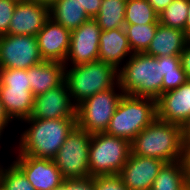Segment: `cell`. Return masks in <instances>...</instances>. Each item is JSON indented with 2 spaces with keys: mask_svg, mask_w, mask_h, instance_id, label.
Listing matches in <instances>:
<instances>
[{
  "mask_svg": "<svg viewBox=\"0 0 190 190\" xmlns=\"http://www.w3.org/2000/svg\"><path fill=\"white\" fill-rule=\"evenodd\" d=\"M21 123L27 124V127L18 134L19 140L14 147L17 154L47 159L56 156L65 139L77 126L76 118H27Z\"/></svg>",
  "mask_w": 190,
  "mask_h": 190,
  "instance_id": "1",
  "label": "cell"
},
{
  "mask_svg": "<svg viewBox=\"0 0 190 190\" xmlns=\"http://www.w3.org/2000/svg\"><path fill=\"white\" fill-rule=\"evenodd\" d=\"M162 56L133 53L118 70L119 86L125 95L157 100L162 94Z\"/></svg>",
  "mask_w": 190,
  "mask_h": 190,
  "instance_id": "2",
  "label": "cell"
},
{
  "mask_svg": "<svg viewBox=\"0 0 190 190\" xmlns=\"http://www.w3.org/2000/svg\"><path fill=\"white\" fill-rule=\"evenodd\" d=\"M131 154L152 157L165 163L182 160V127L156 119L131 142Z\"/></svg>",
  "mask_w": 190,
  "mask_h": 190,
  "instance_id": "3",
  "label": "cell"
},
{
  "mask_svg": "<svg viewBox=\"0 0 190 190\" xmlns=\"http://www.w3.org/2000/svg\"><path fill=\"white\" fill-rule=\"evenodd\" d=\"M65 83L77 106L94 94L115 87L119 83L118 70L99 60L65 65Z\"/></svg>",
  "mask_w": 190,
  "mask_h": 190,
  "instance_id": "4",
  "label": "cell"
},
{
  "mask_svg": "<svg viewBox=\"0 0 190 190\" xmlns=\"http://www.w3.org/2000/svg\"><path fill=\"white\" fill-rule=\"evenodd\" d=\"M156 119V100L124 94L105 133L124 138L131 142L144 128Z\"/></svg>",
  "mask_w": 190,
  "mask_h": 190,
  "instance_id": "5",
  "label": "cell"
},
{
  "mask_svg": "<svg viewBox=\"0 0 190 190\" xmlns=\"http://www.w3.org/2000/svg\"><path fill=\"white\" fill-rule=\"evenodd\" d=\"M130 153L128 140L105 132L92 134L89 148L90 175H118Z\"/></svg>",
  "mask_w": 190,
  "mask_h": 190,
  "instance_id": "6",
  "label": "cell"
},
{
  "mask_svg": "<svg viewBox=\"0 0 190 190\" xmlns=\"http://www.w3.org/2000/svg\"><path fill=\"white\" fill-rule=\"evenodd\" d=\"M123 95L118 83L81 102L76 108L77 126L91 134L104 133Z\"/></svg>",
  "mask_w": 190,
  "mask_h": 190,
  "instance_id": "7",
  "label": "cell"
},
{
  "mask_svg": "<svg viewBox=\"0 0 190 190\" xmlns=\"http://www.w3.org/2000/svg\"><path fill=\"white\" fill-rule=\"evenodd\" d=\"M91 136V133L76 126L57 151L53 161L64 180L91 177L89 167Z\"/></svg>",
  "mask_w": 190,
  "mask_h": 190,
  "instance_id": "8",
  "label": "cell"
},
{
  "mask_svg": "<svg viewBox=\"0 0 190 190\" xmlns=\"http://www.w3.org/2000/svg\"><path fill=\"white\" fill-rule=\"evenodd\" d=\"M43 61L37 36H0V68L29 69Z\"/></svg>",
  "mask_w": 190,
  "mask_h": 190,
  "instance_id": "9",
  "label": "cell"
},
{
  "mask_svg": "<svg viewBox=\"0 0 190 190\" xmlns=\"http://www.w3.org/2000/svg\"><path fill=\"white\" fill-rule=\"evenodd\" d=\"M101 28L90 18L71 31L70 47L65 65H78L98 60Z\"/></svg>",
  "mask_w": 190,
  "mask_h": 190,
  "instance_id": "10",
  "label": "cell"
},
{
  "mask_svg": "<svg viewBox=\"0 0 190 190\" xmlns=\"http://www.w3.org/2000/svg\"><path fill=\"white\" fill-rule=\"evenodd\" d=\"M76 108L64 81L61 85L34 97L33 109L29 118H76Z\"/></svg>",
  "mask_w": 190,
  "mask_h": 190,
  "instance_id": "11",
  "label": "cell"
},
{
  "mask_svg": "<svg viewBox=\"0 0 190 190\" xmlns=\"http://www.w3.org/2000/svg\"><path fill=\"white\" fill-rule=\"evenodd\" d=\"M12 162L36 190H55L63 183L62 174L53 159L16 154Z\"/></svg>",
  "mask_w": 190,
  "mask_h": 190,
  "instance_id": "12",
  "label": "cell"
},
{
  "mask_svg": "<svg viewBox=\"0 0 190 190\" xmlns=\"http://www.w3.org/2000/svg\"><path fill=\"white\" fill-rule=\"evenodd\" d=\"M164 161L152 158L129 155L118 176L128 190H151L154 179Z\"/></svg>",
  "mask_w": 190,
  "mask_h": 190,
  "instance_id": "13",
  "label": "cell"
},
{
  "mask_svg": "<svg viewBox=\"0 0 190 190\" xmlns=\"http://www.w3.org/2000/svg\"><path fill=\"white\" fill-rule=\"evenodd\" d=\"M36 36L44 61L65 62L70 47V30L49 18Z\"/></svg>",
  "mask_w": 190,
  "mask_h": 190,
  "instance_id": "14",
  "label": "cell"
},
{
  "mask_svg": "<svg viewBox=\"0 0 190 190\" xmlns=\"http://www.w3.org/2000/svg\"><path fill=\"white\" fill-rule=\"evenodd\" d=\"M156 101L157 119L182 127L190 117V80L161 94Z\"/></svg>",
  "mask_w": 190,
  "mask_h": 190,
  "instance_id": "15",
  "label": "cell"
},
{
  "mask_svg": "<svg viewBox=\"0 0 190 190\" xmlns=\"http://www.w3.org/2000/svg\"><path fill=\"white\" fill-rule=\"evenodd\" d=\"M49 18L48 6L31 0L17 3L8 34L36 36Z\"/></svg>",
  "mask_w": 190,
  "mask_h": 190,
  "instance_id": "16",
  "label": "cell"
},
{
  "mask_svg": "<svg viewBox=\"0 0 190 190\" xmlns=\"http://www.w3.org/2000/svg\"><path fill=\"white\" fill-rule=\"evenodd\" d=\"M132 54L133 52L124 28L101 30L99 37V61H103L119 70Z\"/></svg>",
  "mask_w": 190,
  "mask_h": 190,
  "instance_id": "17",
  "label": "cell"
},
{
  "mask_svg": "<svg viewBox=\"0 0 190 190\" xmlns=\"http://www.w3.org/2000/svg\"><path fill=\"white\" fill-rule=\"evenodd\" d=\"M183 30L158 24L145 54L153 57L180 55L188 43Z\"/></svg>",
  "mask_w": 190,
  "mask_h": 190,
  "instance_id": "18",
  "label": "cell"
},
{
  "mask_svg": "<svg viewBox=\"0 0 190 190\" xmlns=\"http://www.w3.org/2000/svg\"><path fill=\"white\" fill-rule=\"evenodd\" d=\"M64 81V63L43 61L29 68V83L34 97L61 85Z\"/></svg>",
  "mask_w": 190,
  "mask_h": 190,
  "instance_id": "19",
  "label": "cell"
},
{
  "mask_svg": "<svg viewBox=\"0 0 190 190\" xmlns=\"http://www.w3.org/2000/svg\"><path fill=\"white\" fill-rule=\"evenodd\" d=\"M0 100L15 124L31 116L34 103L31 88L0 87Z\"/></svg>",
  "mask_w": 190,
  "mask_h": 190,
  "instance_id": "20",
  "label": "cell"
},
{
  "mask_svg": "<svg viewBox=\"0 0 190 190\" xmlns=\"http://www.w3.org/2000/svg\"><path fill=\"white\" fill-rule=\"evenodd\" d=\"M49 15L53 21L70 31L90 19L77 0H57L49 8Z\"/></svg>",
  "mask_w": 190,
  "mask_h": 190,
  "instance_id": "21",
  "label": "cell"
},
{
  "mask_svg": "<svg viewBox=\"0 0 190 190\" xmlns=\"http://www.w3.org/2000/svg\"><path fill=\"white\" fill-rule=\"evenodd\" d=\"M187 187L182 160L165 163L154 179L151 190H183Z\"/></svg>",
  "mask_w": 190,
  "mask_h": 190,
  "instance_id": "22",
  "label": "cell"
},
{
  "mask_svg": "<svg viewBox=\"0 0 190 190\" xmlns=\"http://www.w3.org/2000/svg\"><path fill=\"white\" fill-rule=\"evenodd\" d=\"M127 0H102L100 11L94 18L101 30L107 31L125 27Z\"/></svg>",
  "mask_w": 190,
  "mask_h": 190,
  "instance_id": "23",
  "label": "cell"
},
{
  "mask_svg": "<svg viewBox=\"0 0 190 190\" xmlns=\"http://www.w3.org/2000/svg\"><path fill=\"white\" fill-rule=\"evenodd\" d=\"M162 94L178 88L186 83L188 78L182 69L180 55L162 56Z\"/></svg>",
  "mask_w": 190,
  "mask_h": 190,
  "instance_id": "24",
  "label": "cell"
},
{
  "mask_svg": "<svg viewBox=\"0 0 190 190\" xmlns=\"http://www.w3.org/2000/svg\"><path fill=\"white\" fill-rule=\"evenodd\" d=\"M158 24H125L124 29L133 53H144L147 50Z\"/></svg>",
  "mask_w": 190,
  "mask_h": 190,
  "instance_id": "25",
  "label": "cell"
},
{
  "mask_svg": "<svg viewBox=\"0 0 190 190\" xmlns=\"http://www.w3.org/2000/svg\"><path fill=\"white\" fill-rule=\"evenodd\" d=\"M159 23V15L147 0H127L125 24Z\"/></svg>",
  "mask_w": 190,
  "mask_h": 190,
  "instance_id": "26",
  "label": "cell"
},
{
  "mask_svg": "<svg viewBox=\"0 0 190 190\" xmlns=\"http://www.w3.org/2000/svg\"><path fill=\"white\" fill-rule=\"evenodd\" d=\"M7 164L0 163V190H36L12 161Z\"/></svg>",
  "mask_w": 190,
  "mask_h": 190,
  "instance_id": "27",
  "label": "cell"
},
{
  "mask_svg": "<svg viewBox=\"0 0 190 190\" xmlns=\"http://www.w3.org/2000/svg\"><path fill=\"white\" fill-rule=\"evenodd\" d=\"M188 0H173L159 15V23L184 31Z\"/></svg>",
  "mask_w": 190,
  "mask_h": 190,
  "instance_id": "28",
  "label": "cell"
},
{
  "mask_svg": "<svg viewBox=\"0 0 190 190\" xmlns=\"http://www.w3.org/2000/svg\"><path fill=\"white\" fill-rule=\"evenodd\" d=\"M0 87L31 88L29 69L0 68Z\"/></svg>",
  "mask_w": 190,
  "mask_h": 190,
  "instance_id": "29",
  "label": "cell"
},
{
  "mask_svg": "<svg viewBox=\"0 0 190 190\" xmlns=\"http://www.w3.org/2000/svg\"><path fill=\"white\" fill-rule=\"evenodd\" d=\"M95 190H128L118 175L94 176Z\"/></svg>",
  "mask_w": 190,
  "mask_h": 190,
  "instance_id": "30",
  "label": "cell"
},
{
  "mask_svg": "<svg viewBox=\"0 0 190 190\" xmlns=\"http://www.w3.org/2000/svg\"><path fill=\"white\" fill-rule=\"evenodd\" d=\"M16 5L17 3L12 0H0V36L8 34Z\"/></svg>",
  "mask_w": 190,
  "mask_h": 190,
  "instance_id": "31",
  "label": "cell"
},
{
  "mask_svg": "<svg viewBox=\"0 0 190 190\" xmlns=\"http://www.w3.org/2000/svg\"><path fill=\"white\" fill-rule=\"evenodd\" d=\"M55 190H95L94 177L66 179Z\"/></svg>",
  "mask_w": 190,
  "mask_h": 190,
  "instance_id": "32",
  "label": "cell"
},
{
  "mask_svg": "<svg viewBox=\"0 0 190 190\" xmlns=\"http://www.w3.org/2000/svg\"><path fill=\"white\" fill-rule=\"evenodd\" d=\"M81 7H84V11L86 12L89 18L94 19L99 11L102 0H77Z\"/></svg>",
  "mask_w": 190,
  "mask_h": 190,
  "instance_id": "33",
  "label": "cell"
},
{
  "mask_svg": "<svg viewBox=\"0 0 190 190\" xmlns=\"http://www.w3.org/2000/svg\"><path fill=\"white\" fill-rule=\"evenodd\" d=\"M182 163L185 169L187 186L190 187V142L183 143Z\"/></svg>",
  "mask_w": 190,
  "mask_h": 190,
  "instance_id": "34",
  "label": "cell"
},
{
  "mask_svg": "<svg viewBox=\"0 0 190 190\" xmlns=\"http://www.w3.org/2000/svg\"><path fill=\"white\" fill-rule=\"evenodd\" d=\"M181 66L185 71L188 80H190V40L180 54Z\"/></svg>",
  "mask_w": 190,
  "mask_h": 190,
  "instance_id": "35",
  "label": "cell"
},
{
  "mask_svg": "<svg viewBox=\"0 0 190 190\" xmlns=\"http://www.w3.org/2000/svg\"><path fill=\"white\" fill-rule=\"evenodd\" d=\"M15 123L7 114L4 105L0 100V129L5 132L7 128L12 124Z\"/></svg>",
  "mask_w": 190,
  "mask_h": 190,
  "instance_id": "36",
  "label": "cell"
},
{
  "mask_svg": "<svg viewBox=\"0 0 190 190\" xmlns=\"http://www.w3.org/2000/svg\"><path fill=\"white\" fill-rule=\"evenodd\" d=\"M153 9L159 14L162 12L173 0H147Z\"/></svg>",
  "mask_w": 190,
  "mask_h": 190,
  "instance_id": "37",
  "label": "cell"
},
{
  "mask_svg": "<svg viewBox=\"0 0 190 190\" xmlns=\"http://www.w3.org/2000/svg\"><path fill=\"white\" fill-rule=\"evenodd\" d=\"M182 139L183 143L190 142V117L187 122L182 126Z\"/></svg>",
  "mask_w": 190,
  "mask_h": 190,
  "instance_id": "38",
  "label": "cell"
},
{
  "mask_svg": "<svg viewBox=\"0 0 190 190\" xmlns=\"http://www.w3.org/2000/svg\"><path fill=\"white\" fill-rule=\"evenodd\" d=\"M184 33L186 37L190 40V0H188V11H187V19L184 27Z\"/></svg>",
  "mask_w": 190,
  "mask_h": 190,
  "instance_id": "39",
  "label": "cell"
},
{
  "mask_svg": "<svg viewBox=\"0 0 190 190\" xmlns=\"http://www.w3.org/2000/svg\"><path fill=\"white\" fill-rule=\"evenodd\" d=\"M31 1H35L39 4L48 6L50 8L57 0H31Z\"/></svg>",
  "mask_w": 190,
  "mask_h": 190,
  "instance_id": "40",
  "label": "cell"
},
{
  "mask_svg": "<svg viewBox=\"0 0 190 190\" xmlns=\"http://www.w3.org/2000/svg\"><path fill=\"white\" fill-rule=\"evenodd\" d=\"M4 134L5 133L0 129V148H1V140L4 138ZM0 163H2V161H0Z\"/></svg>",
  "mask_w": 190,
  "mask_h": 190,
  "instance_id": "41",
  "label": "cell"
},
{
  "mask_svg": "<svg viewBox=\"0 0 190 190\" xmlns=\"http://www.w3.org/2000/svg\"><path fill=\"white\" fill-rule=\"evenodd\" d=\"M12 1H14V2H16V3H22V2L29 1V0H12Z\"/></svg>",
  "mask_w": 190,
  "mask_h": 190,
  "instance_id": "42",
  "label": "cell"
},
{
  "mask_svg": "<svg viewBox=\"0 0 190 190\" xmlns=\"http://www.w3.org/2000/svg\"><path fill=\"white\" fill-rule=\"evenodd\" d=\"M183 190H190V187L187 186Z\"/></svg>",
  "mask_w": 190,
  "mask_h": 190,
  "instance_id": "43",
  "label": "cell"
}]
</instances>
